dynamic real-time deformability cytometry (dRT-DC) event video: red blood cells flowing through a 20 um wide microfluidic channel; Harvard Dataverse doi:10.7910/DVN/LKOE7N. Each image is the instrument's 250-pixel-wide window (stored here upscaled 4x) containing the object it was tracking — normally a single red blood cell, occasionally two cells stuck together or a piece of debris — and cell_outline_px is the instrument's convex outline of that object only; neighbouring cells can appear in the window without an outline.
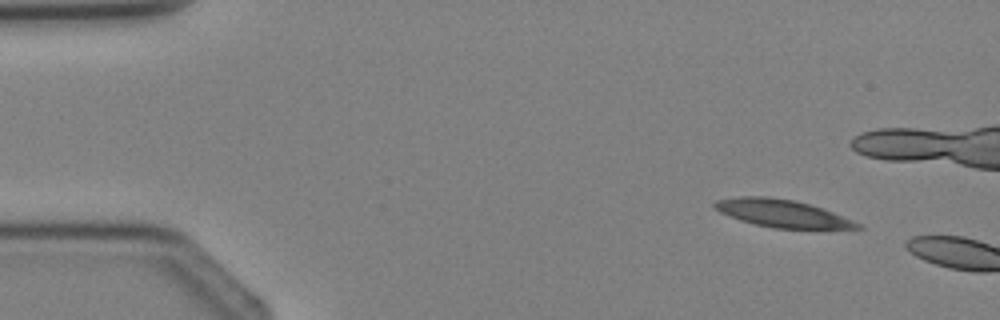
{"species": "Egyptian fruit bat (a non-hibernating species)", "species_latin": "Rousettus aegyptiacus", "temperature_condition": "cold", "stored_images_in_passage": 2, "camera_frame_rate_fps": 3000, "um_per_image_px": 0.085, "animal": {"sex": "female"}, "frame": {"image": 1, "passage_image": 2, "time_ms": 1.333, "image_size_px": [1000, 320], "cell_outline_px": [[864, 228], [772, 228], [740, 220], [720, 212], [712, 204], [716, 200], [740, 196], [768, 196], [796, 200], [832, 212], [852, 220], [860, 224]], "centroid_in_image_um": [66.43, 18.12], "position_along_channel_um": 18.6, "area_um2": 22.54}}